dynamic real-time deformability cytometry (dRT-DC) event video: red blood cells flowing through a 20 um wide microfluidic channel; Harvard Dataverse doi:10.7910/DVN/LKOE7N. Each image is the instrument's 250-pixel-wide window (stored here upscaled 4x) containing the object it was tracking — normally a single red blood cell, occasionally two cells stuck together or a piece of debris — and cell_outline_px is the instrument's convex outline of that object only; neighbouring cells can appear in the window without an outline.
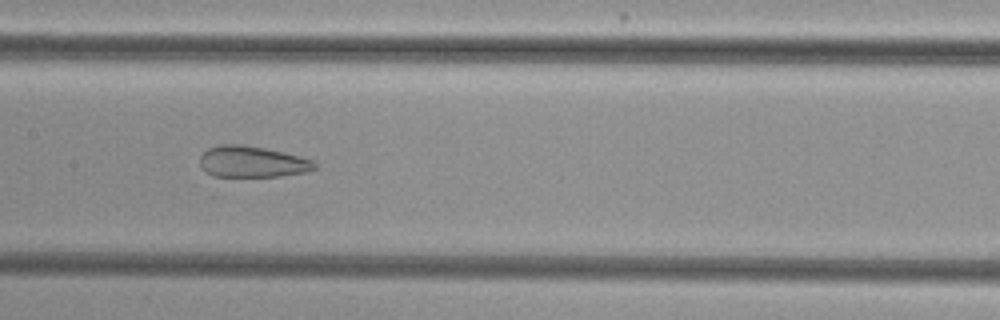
{"species": "common noctule bat (a hibernating species)", "species_latin": "Nyctalus noctula", "temperature_condition": "cold", "stored_images_in_passage": 10, "camera_frame_rate_fps": 3000, "um_per_image_px": 0.085, "animal": {"sex": "female", "body_mass_g": 29.2, "forearm_length_mm": 56.3}, "frame": {"image": 1, "passage_image": 7, "time_ms": 7.0, "image_size_px": [1000, 320], "cell_outline_px": [[316, 168], [308, 172], [280, 176], [212, 176], [200, 168], [200, 156], [208, 148], [220, 144], [240, 144], [264, 148], [284, 152], [300, 156], [312, 160], [316, 164]], "centroid_in_image_um": [21.42, 13.75], "position_along_channel_um": 186.0, "area_um2": 20.98}}
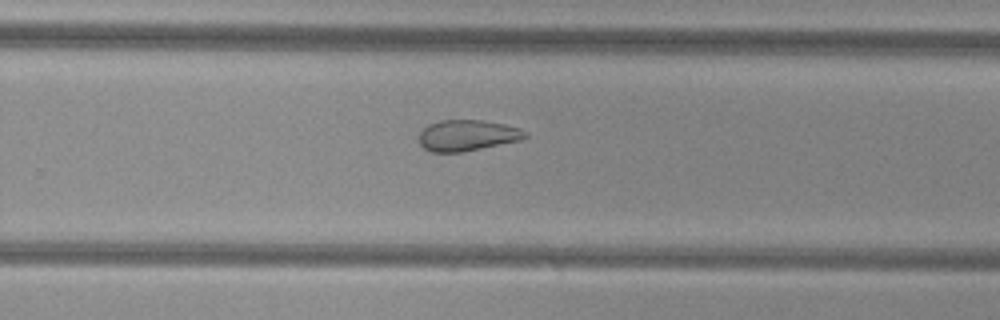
{"frame": {"image": 2, "passage_image": 10, "time_ms": 13.333, "image_size_px": [1000, 320], "cell_outline_px": [[528, 136], [520, 140], [464, 152], [432, 152], [424, 148], [420, 144], [420, 132], [428, 124], [440, 120], [480, 120], [504, 124], [520, 128], [528, 132]], "centroid_in_image_um": [39.73, 11.51], "position_along_channel_um": 290.1, "area_um2": 19.19}}